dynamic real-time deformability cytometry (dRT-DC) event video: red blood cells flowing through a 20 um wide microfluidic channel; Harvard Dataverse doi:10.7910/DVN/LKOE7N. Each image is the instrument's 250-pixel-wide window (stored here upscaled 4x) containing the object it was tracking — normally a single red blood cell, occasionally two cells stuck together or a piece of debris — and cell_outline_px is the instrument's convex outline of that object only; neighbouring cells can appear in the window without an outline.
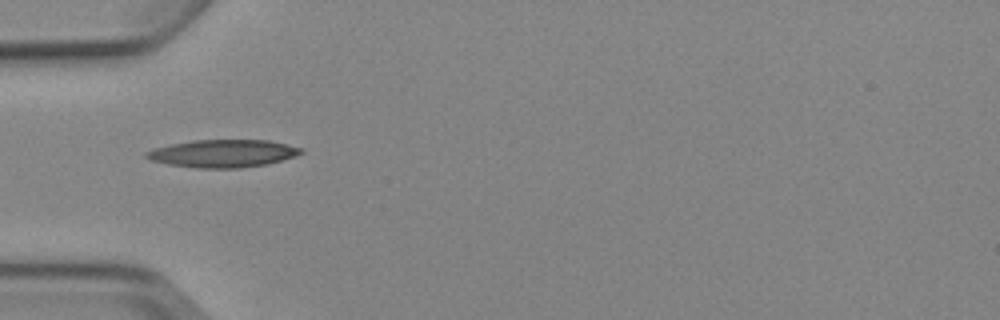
{"species": "Egyptian fruit bat (a non-hibernating species)", "species_latin": "Rousettus aegyptiacus", "temperature_condition": "cold", "stored_images_in_passage": 3, "camera_frame_rate_fps": 3000, "um_per_image_px": 0.085, "animal": {"sex": "female"}, "frame": {"image": 1, "passage_image": 1, "time_ms": 0.0, "image_size_px": [1000, 320], "cell_outline_px": [[304, 152], [296, 156], [268, 164], [240, 168], [196, 168], [168, 164], [152, 160], [144, 156], [144, 152], [156, 148], [172, 144], [192, 140], [268, 140], [304, 148]], "centroid_in_image_um": [18.98, 13.04], "position_along_channel_um": 66.0, "area_um2": 24.97}}
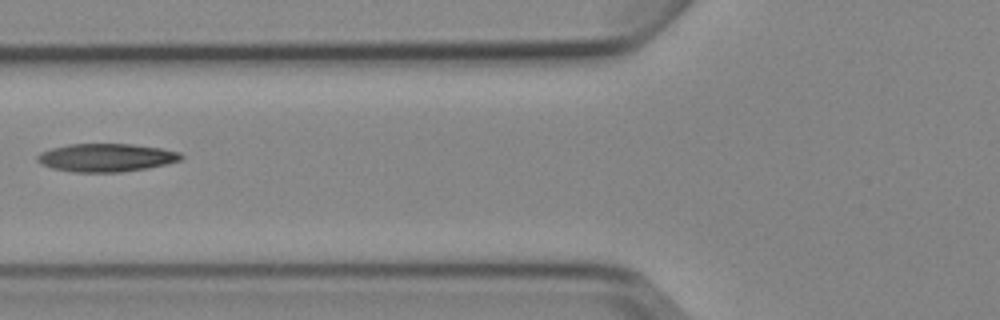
{"frame": {"image": 2, "passage_image": 2, "time_ms": 1.333, "image_size_px": [1000, 320], "cell_outline_px": [[184, 156], [180, 160], [148, 168], [120, 172], [72, 172], [52, 168], [40, 164], [36, 160], [36, 156], [40, 152], [52, 148], [68, 144], [132, 144], [160, 148], [180, 152]], "centroid_in_image_um": [8.99, 13.4], "position_along_channel_um": 116.8, "area_um2": 23.58}}
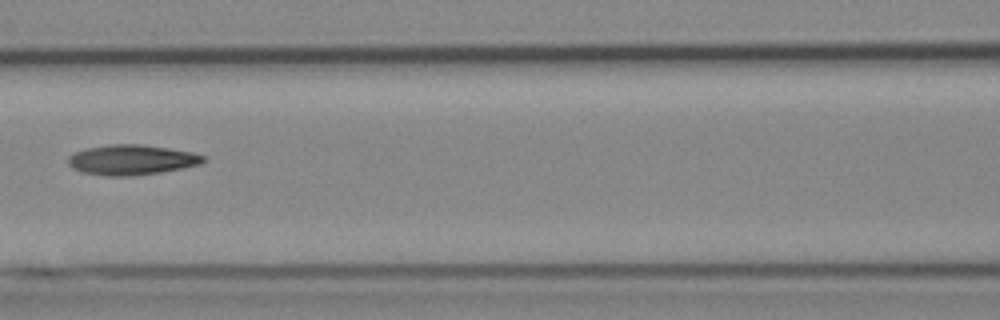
{"frame": {"image": 3, "passage_image": 3, "time_ms": 2.333, "image_size_px": [1000, 320], "cell_outline_px": [[208, 160], [200, 164], [184, 168], [160, 172], [132, 176], [104, 176], [80, 172], [72, 168], [68, 164], [68, 156], [76, 152], [88, 148], [108, 144], [144, 144], [192, 152], [204, 156]], "centroid_in_image_um": [11.19, 13.59], "position_along_channel_um": 155.4, "area_um2": 23.93}}